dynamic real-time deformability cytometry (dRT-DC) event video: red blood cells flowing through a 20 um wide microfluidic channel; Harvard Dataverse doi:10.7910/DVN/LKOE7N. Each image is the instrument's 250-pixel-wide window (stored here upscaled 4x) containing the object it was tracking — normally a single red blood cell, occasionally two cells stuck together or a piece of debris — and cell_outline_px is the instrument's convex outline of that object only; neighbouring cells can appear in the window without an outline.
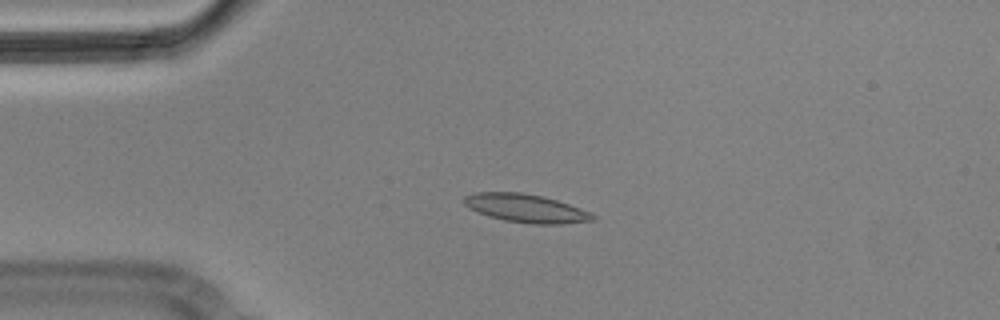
{"species": "Egyptian fruit bat (a non-hibernating species)", "species_latin": "Rousettus aegyptiacus", "temperature_condition": "cold", "stored_images_in_passage": 4, "camera_frame_rate_fps": 3000, "um_per_image_px": 0.085, "animal": {"sex": "male"}, "frame": {"image": 1, "passage_image": 3, "time_ms": 0.667, "image_size_px": [1000, 320], "cell_outline_px": [[596, 220], [560, 224], [532, 224], [504, 220], [488, 216], [476, 212], [468, 208], [464, 204], [464, 196], [476, 192], [520, 192], [540, 196], [556, 200], [592, 212], [596, 216]], "centroid_in_image_um": [44.7, 17.71], "position_along_channel_um": 40.3, "area_um2": 21.27}}